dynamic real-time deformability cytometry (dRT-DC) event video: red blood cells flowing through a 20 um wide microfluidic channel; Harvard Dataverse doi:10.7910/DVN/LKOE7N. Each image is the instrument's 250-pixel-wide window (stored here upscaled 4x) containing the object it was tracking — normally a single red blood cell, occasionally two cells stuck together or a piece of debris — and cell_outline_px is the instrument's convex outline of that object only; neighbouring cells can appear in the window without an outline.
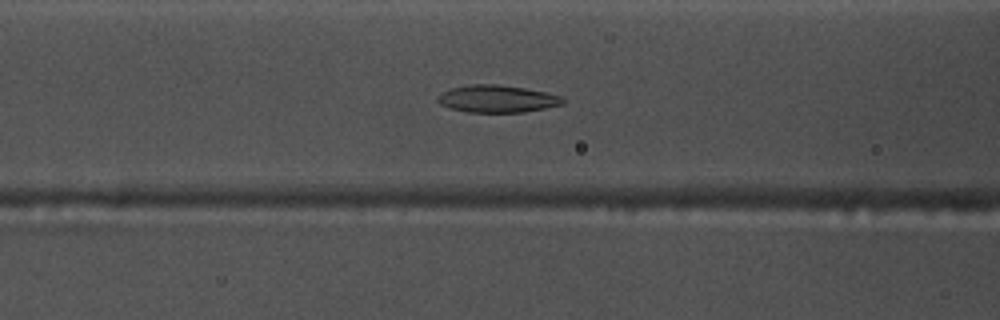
{"species": "common noctule bat (a hibernating species)", "species_latin": "Nyctalus noctula", "temperature_condition": "warm", "stored_images_in_passage": 56, "segment_of_instrument_passage": [1, 2], "camera_frame_rate_fps": 3000, "um_per_image_px": 0.085, "animal": {"sex": "male", "body_mass_g": 17.5, "forearm_length_mm": 52.3}, "frame": {"image": 1, "passage_image": 22, "time_ms": 7.0, "image_size_px": [1000, 320], "cell_outline_px": [[564, 104], [524, 112], [468, 112], [448, 108], [440, 104], [436, 100], [436, 96], [452, 88], [468, 84], [496, 84], [524, 88], [544, 92], [560, 96], [564, 100]], "centroid_in_image_um": [42.21, 8.4], "position_along_channel_um": 124.4, "area_um2": 19.83}}
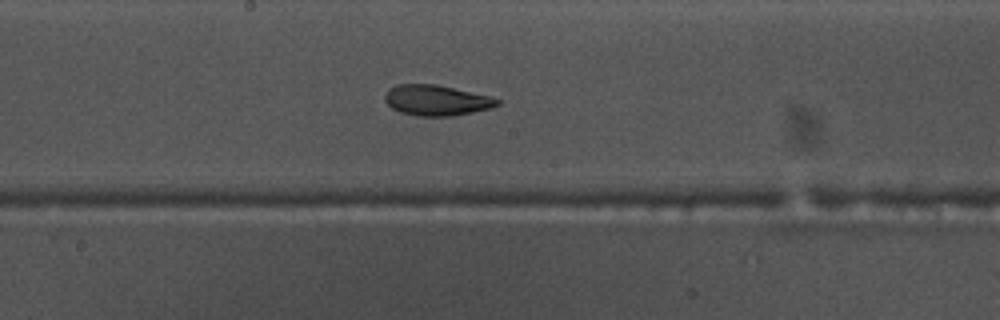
{"frame": {"image": 2, "passage_image": 29, "time_ms": 9.333, "image_size_px": [1000, 320], "cell_outline_px": [[500, 104], [492, 108], [452, 116], [416, 116], [400, 112], [392, 108], [384, 100], [384, 96], [396, 84], [436, 84], [492, 96], [500, 100]], "centroid_in_image_um": [37.13, 8.53], "position_along_channel_um": 211.1, "area_um2": 20.06}}
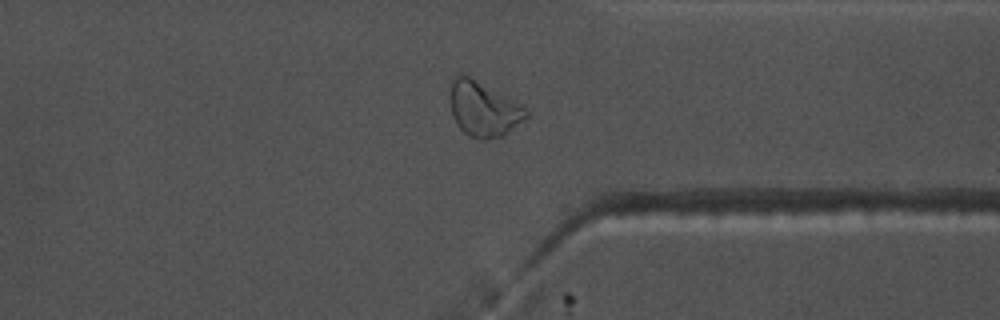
{"frame": {"image": 3, "passage_image": 42, "time_ms": 13.667, "image_size_px": [1000, 320], "cell_outline_px": [[528, 116], [500, 136], [484, 140], [468, 136], [456, 124], [452, 116], [452, 80], [456, 72], [460, 72], [524, 104], [528, 112]], "centroid_in_image_um": [41.1, 9.24], "position_along_channel_um": 370.3, "area_um2": 24.04}}